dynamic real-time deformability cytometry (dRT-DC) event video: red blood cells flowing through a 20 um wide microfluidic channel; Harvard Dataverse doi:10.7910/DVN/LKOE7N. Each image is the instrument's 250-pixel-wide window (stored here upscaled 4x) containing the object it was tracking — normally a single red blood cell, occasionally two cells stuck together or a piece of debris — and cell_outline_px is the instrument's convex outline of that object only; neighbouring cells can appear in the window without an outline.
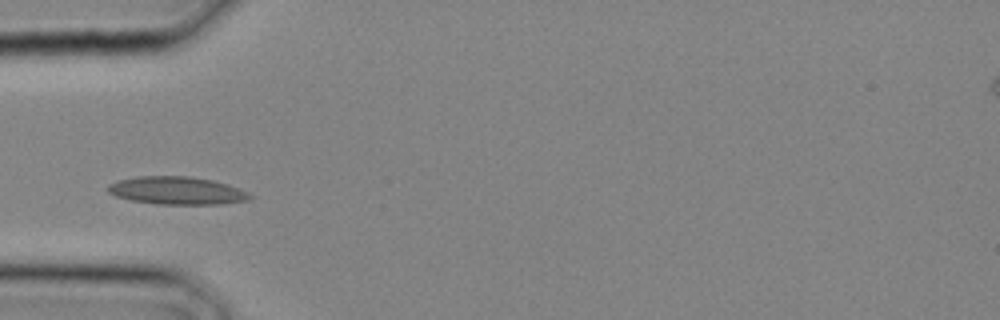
{"species": "common noctule bat (a hibernating species)", "species_latin": "Nyctalus noctula", "temperature_condition": "cold", "stored_images_in_passage": 6, "camera_frame_rate_fps": 3000, "um_per_image_px": 0.085, "animal": {"sex": "male", "body_mass_g": 20.4}, "frame": {"image": 1, "passage_image": 1, "time_ms": 0.0, "image_size_px": [1000, 320], "cell_outline_px": [[252, 196], [248, 200], [220, 204], [156, 204], [132, 200], [116, 196], [108, 192], [108, 184], [120, 180], [136, 176], [188, 176], [212, 180], [228, 184], [248, 192]], "centroid_in_image_um": [15.03, 16.2], "position_along_channel_um": 70.0, "area_um2": 22.89}}
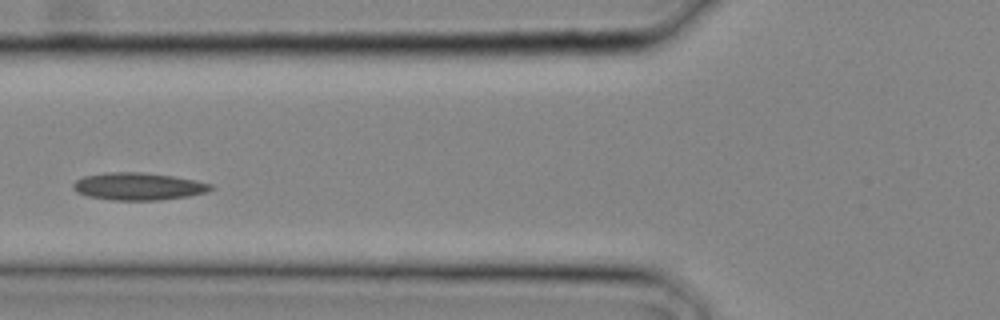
{"frame": {"image": 2, "passage_image": 3, "time_ms": 0.667, "image_size_px": [1000, 320], "cell_outline_px": [[216, 188], [208, 192], [188, 196], [160, 200], [112, 200], [88, 196], [76, 192], [72, 188], [72, 184], [76, 180], [84, 176], [108, 172], [140, 172], [172, 176], [196, 180], [212, 184]], "centroid_in_image_um": [11.78, 15.84], "position_along_channel_um": 114.0, "area_um2": 22.08}}
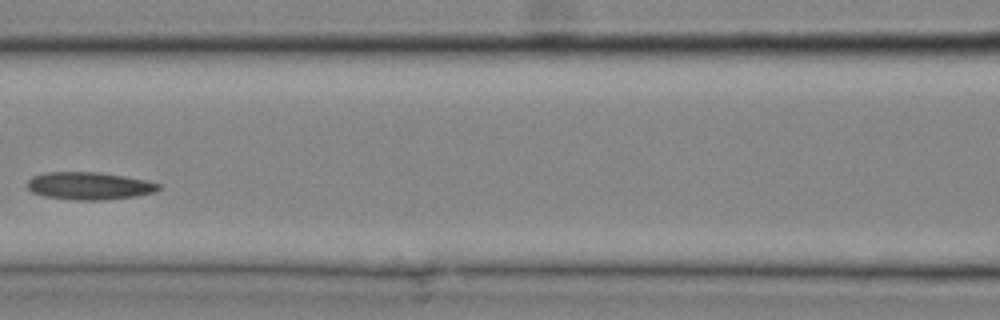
{"frame": {"image": 3, "passage_image": 5, "time_ms": 1.333, "image_size_px": [1000, 320], "cell_outline_px": [[160, 188], [156, 192], [136, 196], [104, 200], [72, 200], [44, 196], [32, 192], [28, 188], [28, 180], [32, 176], [44, 172], [100, 172], [124, 176], [144, 180], [160, 184]], "centroid_in_image_um": [7.57, 15.8], "position_along_channel_um": 159.0, "area_um2": 21.15}}